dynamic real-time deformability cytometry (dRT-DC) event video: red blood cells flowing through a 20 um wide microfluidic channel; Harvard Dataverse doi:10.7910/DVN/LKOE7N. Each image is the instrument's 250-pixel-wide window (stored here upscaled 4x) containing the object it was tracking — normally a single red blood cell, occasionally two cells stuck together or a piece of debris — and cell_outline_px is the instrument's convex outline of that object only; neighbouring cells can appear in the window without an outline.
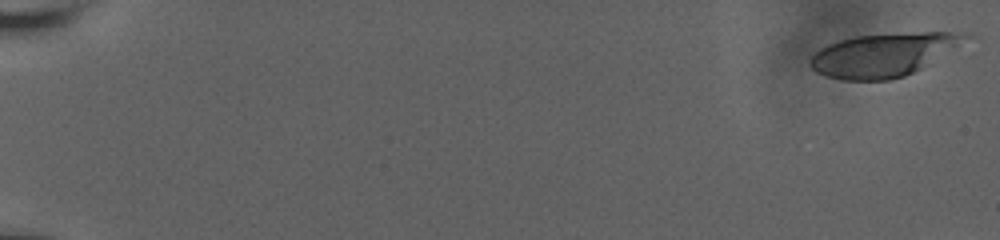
{"species": "human", "species_latin": "Homo sapiens", "temperature_condition": "room temperature", "stored_images_in_passage": 34, "camera_frame_rate_fps": 3000, "um_per_image_px": 0.085, "donor": {"sex": "male"}, "frame": {"image": 1, "passage_image": 1, "time_ms": 0.0, "image_size_px": [1000, 240], "cell_outline_px": [[976, 36], [920, 68], [904, 76], [888, 80], [840, 80], [816, 72], [808, 64], [812, 56], [820, 48], [828, 44], [840, 40], [856, 36], [924, 32], [948, 32]], "centroid_in_image_um": [75.08, 4.66], "position_along_channel_um": 9.9, "area_um2": 38.67}}
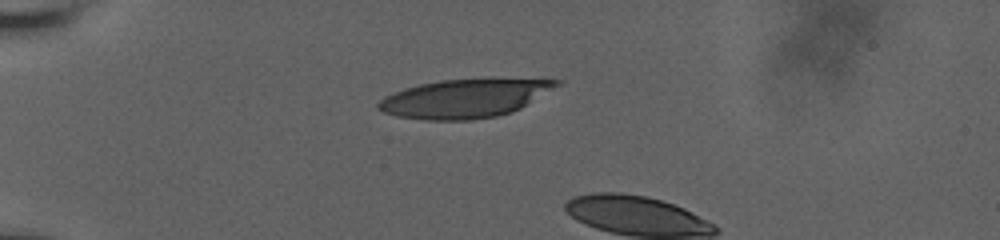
{"frame": {"image": 2, "passage_image": 29, "time_ms": 5.667, "image_size_px": [1000, 240], "cell_outline_px": [[564, 80], [560, 84], [520, 108], [512, 112], [496, 116], [472, 120], [424, 120], [396, 116], [384, 112], [376, 108], [376, 104], [384, 96], [404, 88], [420, 84], [440, 80], [492, 76]], "centroid_in_image_um": [39.53, 8.32], "position_along_channel_um": 45.5, "area_um2": 41.1}}